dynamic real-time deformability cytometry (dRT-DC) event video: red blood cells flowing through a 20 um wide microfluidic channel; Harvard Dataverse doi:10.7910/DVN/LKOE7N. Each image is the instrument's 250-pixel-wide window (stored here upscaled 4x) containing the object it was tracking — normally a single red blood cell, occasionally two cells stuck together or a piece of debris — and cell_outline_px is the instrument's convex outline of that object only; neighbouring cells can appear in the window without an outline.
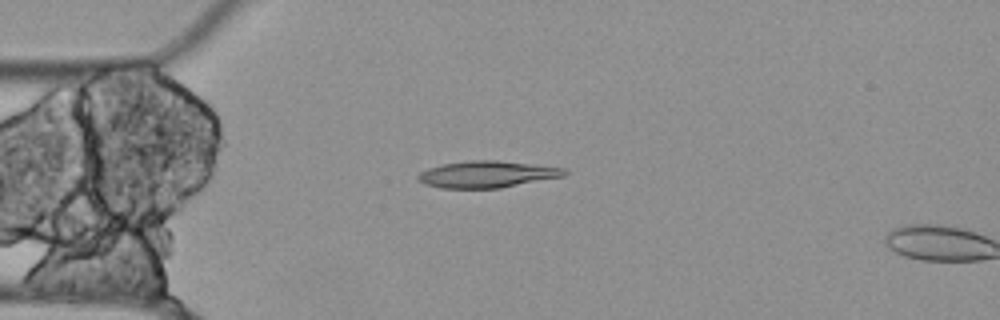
{"species": "Egyptian fruit bat (a non-hibernating species)", "species_latin": "Rousettus aegyptiacus", "temperature_condition": "cold", "stored_images_in_passage": 15, "camera_frame_rate_fps": 3000, "um_per_image_px": 0.085, "animal": {"sex": "female"}, "frame": {"image": 1, "passage_image": 13, "time_ms": 4.0, "image_size_px": [1000, 320], "cell_outline_px": [[568, 172], [564, 176], [500, 188], [440, 188], [424, 184], [416, 176], [420, 172], [428, 168], [444, 164], [468, 160], [496, 160], [564, 168]], "centroid_in_image_um": [41.38, 14.82], "position_along_channel_um": 43.6, "area_um2": 22.6}}